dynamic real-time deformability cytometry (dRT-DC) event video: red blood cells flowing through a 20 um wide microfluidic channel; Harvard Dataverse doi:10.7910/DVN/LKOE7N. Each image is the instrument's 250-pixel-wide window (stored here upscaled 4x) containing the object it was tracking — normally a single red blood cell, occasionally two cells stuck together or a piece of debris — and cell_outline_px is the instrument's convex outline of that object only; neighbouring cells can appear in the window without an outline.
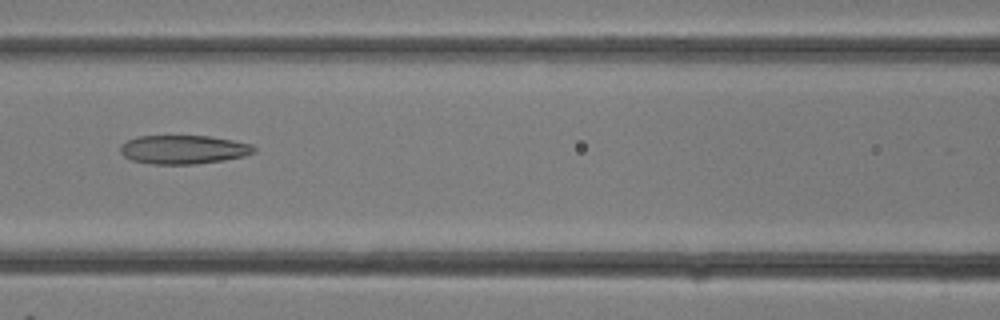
{"species": "common noctule bat (a hibernating species)", "species_latin": "Nyctalus noctula", "temperature_condition": "room temperature", "stored_images_in_passage": 29, "camera_frame_rate_fps": 3000, "um_per_image_px": 0.085, "animal": {"sex": "female"}, "frame": {"image": 1, "passage_image": 13, "time_ms": 4.0, "image_size_px": [1000, 320], "cell_outline_px": [[256, 152], [244, 156], [224, 160], [196, 164], [152, 164], [132, 160], [124, 156], [120, 152], [120, 144], [136, 136], [208, 136], [232, 140], [252, 144], [256, 148]], "centroid_in_image_um": [15.6, 12.71], "position_along_channel_um": 151.0, "area_um2": 22.48}}
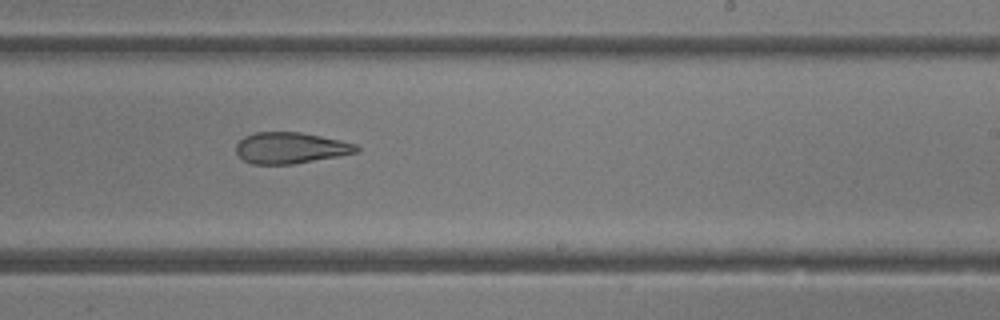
{"frame": {"image": 2, "passage_image": 18, "time_ms": 5.667, "image_size_px": [1000, 320], "cell_outline_px": [[360, 152], [340, 156], [292, 164], [252, 164], [244, 160], [236, 152], [236, 144], [244, 136], [256, 132], [300, 132], [340, 140], [356, 144], [360, 148]], "centroid_in_image_um": [24.71, 12.57], "position_along_channel_um": 264.3, "area_um2": 21.91}}
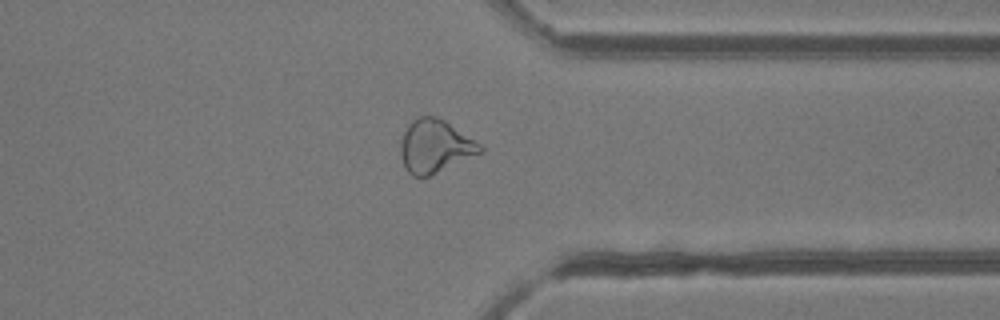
{"frame": {"image": 3, "passage_image": 23, "time_ms": 7.333, "image_size_px": [1000, 320], "cell_outline_px": [[484, 152], [428, 176], [412, 176], [404, 168], [400, 156], [400, 140], [408, 124], [416, 116], [432, 116], [444, 120], [480, 144], [484, 148]], "centroid_in_image_um": [36.94, 12.43], "position_along_channel_um": 374.5, "area_um2": 24.57}}